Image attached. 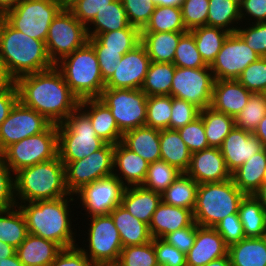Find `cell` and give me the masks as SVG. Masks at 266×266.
<instances>
[{"label":"cell","instance_id":"30","mask_svg":"<svg viewBox=\"0 0 266 266\" xmlns=\"http://www.w3.org/2000/svg\"><path fill=\"white\" fill-rule=\"evenodd\" d=\"M95 51L119 52L122 56L141 43V31L129 25L127 28L89 37Z\"/></svg>","mask_w":266,"mask_h":266},{"label":"cell","instance_id":"5","mask_svg":"<svg viewBox=\"0 0 266 266\" xmlns=\"http://www.w3.org/2000/svg\"><path fill=\"white\" fill-rule=\"evenodd\" d=\"M55 67L80 101L99 98L105 89L96 52L89 42L62 58Z\"/></svg>","mask_w":266,"mask_h":266},{"label":"cell","instance_id":"20","mask_svg":"<svg viewBox=\"0 0 266 266\" xmlns=\"http://www.w3.org/2000/svg\"><path fill=\"white\" fill-rule=\"evenodd\" d=\"M263 149V144L257 136L250 131L236 127L226 136L220 147L231 174Z\"/></svg>","mask_w":266,"mask_h":266},{"label":"cell","instance_id":"43","mask_svg":"<svg viewBox=\"0 0 266 266\" xmlns=\"http://www.w3.org/2000/svg\"><path fill=\"white\" fill-rule=\"evenodd\" d=\"M141 32H188L181 7L155 6L149 22Z\"/></svg>","mask_w":266,"mask_h":266},{"label":"cell","instance_id":"2","mask_svg":"<svg viewBox=\"0 0 266 266\" xmlns=\"http://www.w3.org/2000/svg\"><path fill=\"white\" fill-rule=\"evenodd\" d=\"M74 197L73 194H70L54 200L17 203L25 217L28 232L54 241L62 248L78 245L76 243V233L73 231L74 224L71 221L74 214H71L72 211L69 204L75 200Z\"/></svg>","mask_w":266,"mask_h":266},{"label":"cell","instance_id":"48","mask_svg":"<svg viewBox=\"0 0 266 266\" xmlns=\"http://www.w3.org/2000/svg\"><path fill=\"white\" fill-rule=\"evenodd\" d=\"M157 263L153 239L142 245L123 247L115 266H155Z\"/></svg>","mask_w":266,"mask_h":266},{"label":"cell","instance_id":"3","mask_svg":"<svg viewBox=\"0 0 266 266\" xmlns=\"http://www.w3.org/2000/svg\"><path fill=\"white\" fill-rule=\"evenodd\" d=\"M0 59L15 80L55 66L48 56L45 41L18 31L2 16H0Z\"/></svg>","mask_w":266,"mask_h":266},{"label":"cell","instance_id":"73","mask_svg":"<svg viewBox=\"0 0 266 266\" xmlns=\"http://www.w3.org/2000/svg\"><path fill=\"white\" fill-rule=\"evenodd\" d=\"M232 1H234V2L237 3L238 5H241L242 2H243V0H232Z\"/></svg>","mask_w":266,"mask_h":266},{"label":"cell","instance_id":"29","mask_svg":"<svg viewBox=\"0 0 266 266\" xmlns=\"http://www.w3.org/2000/svg\"><path fill=\"white\" fill-rule=\"evenodd\" d=\"M121 142L149 163L161 160L160 130L147 126L123 133Z\"/></svg>","mask_w":266,"mask_h":266},{"label":"cell","instance_id":"64","mask_svg":"<svg viewBox=\"0 0 266 266\" xmlns=\"http://www.w3.org/2000/svg\"><path fill=\"white\" fill-rule=\"evenodd\" d=\"M16 80L9 73L5 63L0 59V92L11 89Z\"/></svg>","mask_w":266,"mask_h":266},{"label":"cell","instance_id":"61","mask_svg":"<svg viewBox=\"0 0 266 266\" xmlns=\"http://www.w3.org/2000/svg\"><path fill=\"white\" fill-rule=\"evenodd\" d=\"M240 15L241 22L247 19L249 23L252 19L254 20L252 23L266 22V0H243L240 5Z\"/></svg>","mask_w":266,"mask_h":266},{"label":"cell","instance_id":"62","mask_svg":"<svg viewBox=\"0 0 266 266\" xmlns=\"http://www.w3.org/2000/svg\"><path fill=\"white\" fill-rule=\"evenodd\" d=\"M100 72L104 82L106 83L113 75L114 71L116 70L115 67L119 62L122 55L119 52H112V51H95Z\"/></svg>","mask_w":266,"mask_h":266},{"label":"cell","instance_id":"13","mask_svg":"<svg viewBox=\"0 0 266 266\" xmlns=\"http://www.w3.org/2000/svg\"><path fill=\"white\" fill-rule=\"evenodd\" d=\"M114 145L106 143L88 157L65 165L66 187L70 194H75L83 186L96 180L113 175Z\"/></svg>","mask_w":266,"mask_h":266},{"label":"cell","instance_id":"22","mask_svg":"<svg viewBox=\"0 0 266 266\" xmlns=\"http://www.w3.org/2000/svg\"><path fill=\"white\" fill-rule=\"evenodd\" d=\"M148 167L149 162L128 149L122 142L114 145L113 175L125 187L141 186L146 178Z\"/></svg>","mask_w":266,"mask_h":266},{"label":"cell","instance_id":"75","mask_svg":"<svg viewBox=\"0 0 266 266\" xmlns=\"http://www.w3.org/2000/svg\"><path fill=\"white\" fill-rule=\"evenodd\" d=\"M93 266H113V265H93Z\"/></svg>","mask_w":266,"mask_h":266},{"label":"cell","instance_id":"31","mask_svg":"<svg viewBox=\"0 0 266 266\" xmlns=\"http://www.w3.org/2000/svg\"><path fill=\"white\" fill-rule=\"evenodd\" d=\"M186 32H141V44L153 62L173 63L180 38Z\"/></svg>","mask_w":266,"mask_h":266},{"label":"cell","instance_id":"8","mask_svg":"<svg viewBox=\"0 0 266 266\" xmlns=\"http://www.w3.org/2000/svg\"><path fill=\"white\" fill-rule=\"evenodd\" d=\"M62 9L57 0H19L2 17L27 36L46 41L50 24Z\"/></svg>","mask_w":266,"mask_h":266},{"label":"cell","instance_id":"12","mask_svg":"<svg viewBox=\"0 0 266 266\" xmlns=\"http://www.w3.org/2000/svg\"><path fill=\"white\" fill-rule=\"evenodd\" d=\"M147 97L141 89L105 88L99 99L109 107L119 130L124 133L145 126Z\"/></svg>","mask_w":266,"mask_h":266},{"label":"cell","instance_id":"15","mask_svg":"<svg viewBox=\"0 0 266 266\" xmlns=\"http://www.w3.org/2000/svg\"><path fill=\"white\" fill-rule=\"evenodd\" d=\"M125 186L114 175L101 178L93 183L83 186L74 195L78 204L85 210L84 216L109 214L115 207L121 204Z\"/></svg>","mask_w":266,"mask_h":266},{"label":"cell","instance_id":"55","mask_svg":"<svg viewBox=\"0 0 266 266\" xmlns=\"http://www.w3.org/2000/svg\"><path fill=\"white\" fill-rule=\"evenodd\" d=\"M5 162L0 153V210L17 207L15 200L14 173Z\"/></svg>","mask_w":266,"mask_h":266},{"label":"cell","instance_id":"45","mask_svg":"<svg viewBox=\"0 0 266 266\" xmlns=\"http://www.w3.org/2000/svg\"><path fill=\"white\" fill-rule=\"evenodd\" d=\"M172 96H148L145 126L158 130L170 129Z\"/></svg>","mask_w":266,"mask_h":266},{"label":"cell","instance_id":"23","mask_svg":"<svg viewBox=\"0 0 266 266\" xmlns=\"http://www.w3.org/2000/svg\"><path fill=\"white\" fill-rule=\"evenodd\" d=\"M251 94L238 80H215L210 107L235 118Z\"/></svg>","mask_w":266,"mask_h":266},{"label":"cell","instance_id":"49","mask_svg":"<svg viewBox=\"0 0 266 266\" xmlns=\"http://www.w3.org/2000/svg\"><path fill=\"white\" fill-rule=\"evenodd\" d=\"M237 80L252 93L266 94V57L248 65Z\"/></svg>","mask_w":266,"mask_h":266},{"label":"cell","instance_id":"37","mask_svg":"<svg viewBox=\"0 0 266 266\" xmlns=\"http://www.w3.org/2000/svg\"><path fill=\"white\" fill-rule=\"evenodd\" d=\"M195 39L196 47L207 66H211L230 34L219 27L200 26L189 31Z\"/></svg>","mask_w":266,"mask_h":266},{"label":"cell","instance_id":"60","mask_svg":"<svg viewBox=\"0 0 266 266\" xmlns=\"http://www.w3.org/2000/svg\"><path fill=\"white\" fill-rule=\"evenodd\" d=\"M94 264L81 249L74 247L63 248L49 266H93Z\"/></svg>","mask_w":266,"mask_h":266},{"label":"cell","instance_id":"67","mask_svg":"<svg viewBox=\"0 0 266 266\" xmlns=\"http://www.w3.org/2000/svg\"><path fill=\"white\" fill-rule=\"evenodd\" d=\"M253 196L260 202L266 210V182H263L261 187L253 194Z\"/></svg>","mask_w":266,"mask_h":266},{"label":"cell","instance_id":"26","mask_svg":"<svg viewBox=\"0 0 266 266\" xmlns=\"http://www.w3.org/2000/svg\"><path fill=\"white\" fill-rule=\"evenodd\" d=\"M63 248L54 241L28 234L16 249L23 266H49Z\"/></svg>","mask_w":266,"mask_h":266},{"label":"cell","instance_id":"74","mask_svg":"<svg viewBox=\"0 0 266 266\" xmlns=\"http://www.w3.org/2000/svg\"><path fill=\"white\" fill-rule=\"evenodd\" d=\"M264 182H266V168H265V174H264Z\"/></svg>","mask_w":266,"mask_h":266},{"label":"cell","instance_id":"19","mask_svg":"<svg viewBox=\"0 0 266 266\" xmlns=\"http://www.w3.org/2000/svg\"><path fill=\"white\" fill-rule=\"evenodd\" d=\"M185 173L198 184L221 182L232 178L220 148L216 147L192 153Z\"/></svg>","mask_w":266,"mask_h":266},{"label":"cell","instance_id":"16","mask_svg":"<svg viewBox=\"0 0 266 266\" xmlns=\"http://www.w3.org/2000/svg\"><path fill=\"white\" fill-rule=\"evenodd\" d=\"M259 58L236 32L230 33L210 69L215 80H237L243 70Z\"/></svg>","mask_w":266,"mask_h":266},{"label":"cell","instance_id":"18","mask_svg":"<svg viewBox=\"0 0 266 266\" xmlns=\"http://www.w3.org/2000/svg\"><path fill=\"white\" fill-rule=\"evenodd\" d=\"M150 63L151 59L140 43L120 58L112 77L105 83V88L141 89Z\"/></svg>","mask_w":266,"mask_h":266},{"label":"cell","instance_id":"53","mask_svg":"<svg viewBox=\"0 0 266 266\" xmlns=\"http://www.w3.org/2000/svg\"><path fill=\"white\" fill-rule=\"evenodd\" d=\"M247 25L238 27L236 33L260 57H266V22Z\"/></svg>","mask_w":266,"mask_h":266},{"label":"cell","instance_id":"51","mask_svg":"<svg viewBox=\"0 0 266 266\" xmlns=\"http://www.w3.org/2000/svg\"><path fill=\"white\" fill-rule=\"evenodd\" d=\"M209 0H184L181 5L182 18L188 31L206 26Z\"/></svg>","mask_w":266,"mask_h":266},{"label":"cell","instance_id":"7","mask_svg":"<svg viewBox=\"0 0 266 266\" xmlns=\"http://www.w3.org/2000/svg\"><path fill=\"white\" fill-rule=\"evenodd\" d=\"M58 156L62 162L88 157L106 142L99 138L90 118L78 107L63 123L57 124Z\"/></svg>","mask_w":266,"mask_h":266},{"label":"cell","instance_id":"25","mask_svg":"<svg viewBox=\"0 0 266 266\" xmlns=\"http://www.w3.org/2000/svg\"><path fill=\"white\" fill-rule=\"evenodd\" d=\"M193 223V210L168 205L161 201L153 213L149 231L152 238L163 239L167 234L191 226Z\"/></svg>","mask_w":266,"mask_h":266},{"label":"cell","instance_id":"69","mask_svg":"<svg viewBox=\"0 0 266 266\" xmlns=\"http://www.w3.org/2000/svg\"><path fill=\"white\" fill-rule=\"evenodd\" d=\"M0 266H23V264L19 261L17 254L12 257L1 258Z\"/></svg>","mask_w":266,"mask_h":266},{"label":"cell","instance_id":"28","mask_svg":"<svg viewBox=\"0 0 266 266\" xmlns=\"http://www.w3.org/2000/svg\"><path fill=\"white\" fill-rule=\"evenodd\" d=\"M116 229L120 233L123 247L142 245L152 241L149 225L132 216L121 204L110 213Z\"/></svg>","mask_w":266,"mask_h":266},{"label":"cell","instance_id":"33","mask_svg":"<svg viewBox=\"0 0 266 266\" xmlns=\"http://www.w3.org/2000/svg\"><path fill=\"white\" fill-rule=\"evenodd\" d=\"M231 266H266V236L244 238L228 247Z\"/></svg>","mask_w":266,"mask_h":266},{"label":"cell","instance_id":"66","mask_svg":"<svg viewBox=\"0 0 266 266\" xmlns=\"http://www.w3.org/2000/svg\"><path fill=\"white\" fill-rule=\"evenodd\" d=\"M16 254V248L13 246L6 244L2 241H0V259L1 258H7L12 257Z\"/></svg>","mask_w":266,"mask_h":266},{"label":"cell","instance_id":"65","mask_svg":"<svg viewBox=\"0 0 266 266\" xmlns=\"http://www.w3.org/2000/svg\"><path fill=\"white\" fill-rule=\"evenodd\" d=\"M253 134L260 139L263 147L266 149V115L260 120L258 127L253 131Z\"/></svg>","mask_w":266,"mask_h":266},{"label":"cell","instance_id":"36","mask_svg":"<svg viewBox=\"0 0 266 266\" xmlns=\"http://www.w3.org/2000/svg\"><path fill=\"white\" fill-rule=\"evenodd\" d=\"M245 238L266 236V210L253 195H245L239 205Z\"/></svg>","mask_w":266,"mask_h":266},{"label":"cell","instance_id":"46","mask_svg":"<svg viewBox=\"0 0 266 266\" xmlns=\"http://www.w3.org/2000/svg\"><path fill=\"white\" fill-rule=\"evenodd\" d=\"M266 115V94L252 93L246 106L235 117V127L253 133Z\"/></svg>","mask_w":266,"mask_h":266},{"label":"cell","instance_id":"24","mask_svg":"<svg viewBox=\"0 0 266 266\" xmlns=\"http://www.w3.org/2000/svg\"><path fill=\"white\" fill-rule=\"evenodd\" d=\"M79 108L90 118L99 138L113 145L121 142L123 133L119 130L111 110L103 101L99 98L81 100Z\"/></svg>","mask_w":266,"mask_h":266},{"label":"cell","instance_id":"11","mask_svg":"<svg viewBox=\"0 0 266 266\" xmlns=\"http://www.w3.org/2000/svg\"><path fill=\"white\" fill-rule=\"evenodd\" d=\"M87 27L68 9H62L50 24L45 41L48 56L55 65L88 42Z\"/></svg>","mask_w":266,"mask_h":266},{"label":"cell","instance_id":"39","mask_svg":"<svg viewBox=\"0 0 266 266\" xmlns=\"http://www.w3.org/2000/svg\"><path fill=\"white\" fill-rule=\"evenodd\" d=\"M199 184L186 173L178 178L161 194L162 201L168 205L194 210Z\"/></svg>","mask_w":266,"mask_h":266},{"label":"cell","instance_id":"17","mask_svg":"<svg viewBox=\"0 0 266 266\" xmlns=\"http://www.w3.org/2000/svg\"><path fill=\"white\" fill-rule=\"evenodd\" d=\"M52 123L18 101L0 125V153L8 146L45 131Z\"/></svg>","mask_w":266,"mask_h":266},{"label":"cell","instance_id":"1","mask_svg":"<svg viewBox=\"0 0 266 266\" xmlns=\"http://www.w3.org/2000/svg\"><path fill=\"white\" fill-rule=\"evenodd\" d=\"M16 87L19 101L43 115L52 124L63 123L80 104L55 66L19 77Z\"/></svg>","mask_w":266,"mask_h":266},{"label":"cell","instance_id":"71","mask_svg":"<svg viewBox=\"0 0 266 266\" xmlns=\"http://www.w3.org/2000/svg\"><path fill=\"white\" fill-rule=\"evenodd\" d=\"M206 266H231L229 255L217 258L209 262Z\"/></svg>","mask_w":266,"mask_h":266},{"label":"cell","instance_id":"50","mask_svg":"<svg viewBox=\"0 0 266 266\" xmlns=\"http://www.w3.org/2000/svg\"><path fill=\"white\" fill-rule=\"evenodd\" d=\"M131 26L142 31L149 22L155 9L150 0H121Z\"/></svg>","mask_w":266,"mask_h":266},{"label":"cell","instance_id":"6","mask_svg":"<svg viewBox=\"0 0 266 266\" xmlns=\"http://www.w3.org/2000/svg\"><path fill=\"white\" fill-rule=\"evenodd\" d=\"M244 196L232 178L199 184L193 210L194 222L202 227H214L228 215L238 213Z\"/></svg>","mask_w":266,"mask_h":266},{"label":"cell","instance_id":"42","mask_svg":"<svg viewBox=\"0 0 266 266\" xmlns=\"http://www.w3.org/2000/svg\"><path fill=\"white\" fill-rule=\"evenodd\" d=\"M175 68L173 63L151 61L141 90L147 96L170 95Z\"/></svg>","mask_w":266,"mask_h":266},{"label":"cell","instance_id":"44","mask_svg":"<svg viewBox=\"0 0 266 266\" xmlns=\"http://www.w3.org/2000/svg\"><path fill=\"white\" fill-rule=\"evenodd\" d=\"M181 173V171L164 160H158L149 163L147 175L142 186L162 194Z\"/></svg>","mask_w":266,"mask_h":266},{"label":"cell","instance_id":"70","mask_svg":"<svg viewBox=\"0 0 266 266\" xmlns=\"http://www.w3.org/2000/svg\"><path fill=\"white\" fill-rule=\"evenodd\" d=\"M153 2L156 6H176L181 7L182 2L184 0H150Z\"/></svg>","mask_w":266,"mask_h":266},{"label":"cell","instance_id":"38","mask_svg":"<svg viewBox=\"0 0 266 266\" xmlns=\"http://www.w3.org/2000/svg\"><path fill=\"white\" fill-rule=\"evenodd\" d=\"M204 130L209 147L220 148L226 136L235 127V118L212 107L201 109Z\"/></svg>","mask_w":266,"mask_h":266},{"label":"cell","instance_id":"58","mask_svg":"<svg viewBox=\"0 0 266 266\" xmlns=\"http://www.w3.org/2000/svg\"><path fill=\"white\" fill-rule=\"evenodd\" d=\"M114 0H77L68 10L86 27L92 22L97 12Z\"/></svg>","mask_w":266,"mask_h":266},{"label":"cell","instance_id":"4","mask_svg":"<svg viewBox=\"0 0 266 266\" xmlns=\"http://www.w3.org/2000/svg\"><path fill=\"white\" fill-rule=\"evenodd\" d=\"M14 184L16 203L54 200L70 195L66 187L65 165L59 156L20 169L14 174Z\"/></svg>","mask_w":266,"mask_h":266},{"label":"cell","instance_id":"68","mask_svg":"<svg viewBox=\"0 0 266 266\" xmlns=\"http://www.w3.org/2000/svg\"><path fill=\"white\" fill-rule=\"evenodd\" d=\"M19 0H0V16L13 9Z\"/></svg>","mask_w":266,"mask_h":266},{"label":"cell","instance_id":"34","mask_svg":"<svg viewBox=\"0 0 266 266\" xmlns=\"http://www.w3.org/2000/svg\"><path fill=\"white\" fill-rule=\"evenodd\" d=\"M160 154L161 160L174 166L182 173L187 171L191 153L182 140L178 130H160Z\"/></svg>","mask_w":266,"mask_h":266},{"label":"cell","instance_id":"14","mask_svg":"<svg viewBox=\"0 0 266 266\" xmlns=\"http://www.w3.org/2000/svg\"><path fill=\"white\" fill-rule=\"evenodd\" d=\"M214 81L210 67H176L170 96L183 99L204 109L211 105Z\"/></svg>","mask_w":266,"mask_h":266},{"label":"cell","instance_id":"21","mask_svg":"<svg viewBox=\"0 0 266 266\" xmlns=\"http://www.w3.org/2000/svg\"><path fill=\"white\" fill-rule=\"evenodd\" d=\"M228 255V246L213 227L197 224L193 247L186 254V266H206L209 262Z\"/></svg>","mask_w":266,"mask_h":266},{"label":"cell","instance_id":"57","mask_svg":"<svg viewBox=\"0 0 266 266\" xmlns=\"http://www.w3.org/2000/svg\"><path fill=\"white\" fill-rule=\"evenodd\" d=\"M158 264L164 266H186V255L162 238H153Z\"/></svg>","mask_w":266,"mask_h":266},{"label":"cell","instance_id":"40","mask_svg":"<svg viewBox=\"0 0 266 266\" xmlns=\"http://www.w3.org/2000/svg\"><path fill=\"white\" fill-rule=\"evenodd\" d=\"M28 234L25 217L18 206L0 210V241L17 249Z\"/></svg>","mask_w":266,"mask_h":266},{"label":"cell","instance_id":"10","mask_svg":"<svg viewBox=\"0 0 266 266\" xmlns=\"http://www.w3.org/2000/svg\"><path fill=\"white\" fill-rule=\"evenodd\" d=\"M88 230V244L81 251L94 265L115 266L120 258L123 245L120 240V233L116 229L113 218L110 214L91 216ZM87 246V249H85ZM89 249V250H88Z\"/></svg>","mask_w":266,"mask_h":266},{"label":"cell","instance_id":"54","mask_svg":"<svg viewBox=\"0 0 266 266\" xmlns=\"http://www.w3.org/2000/svg\"><path fill=\"white\" fill-rule=\"evenodd\" d=\"M201 109L183 99L172 97L170 129L178 130L200 116Z\"/></svg>","mask_w":266,"mask_h":266},{"label":"cell","instance_id":"9","mask_svg":"<svg viewBox=\"0 0 266 266\" xmlns=\"http://www.w3.org/2000/svg\"><path fill=\"white\" fill-rule=\"evenodd\" d=\"M2 154L14 174L22 168L56 158L58 156L57 124H51L40 134L11 144Z\"/></svg>","mask_w":266,"mask_h":266},{"label":"cell","instance_id":"59","mask_svg":"<svg viewBox=\"0 0 266 266\" xmlns=\"http://www.w3.org/2000/svg\"><path fill=\"white\" fill-rule=\"evenodd\" d=\"M196 233L197 224L194 222L191 226L167 234L163 240L186 255L194 245Z\"/></svg>","mask_w":266,"mask_h":266},{"label":"cell","instance_id":"47","mask_svg":"<svg viewBox=\"0 0 266 266\" xmlns=\"http://www.w3.org/2000/svg\"><path fill=\"white\" fill-rule=\"evenodd\" d=\"M173 64L183 68H203L207 66L196 47L194 36L188 31L181 38L175 50Z\"/></svg>","mask_w":266,"mask_h":266},{"label":"cell","instance_id":"27","mask_svg":"<svg viewBox=\"0 0 266 266\" xmlns=\"http://www.w3.org/2000/svg\"><path fill=\"white\" fill-rule=\"evenodd\" d=\"M162 201L160 193L141 186L126 187L121 205L138 220L150 224L153 213Z\"/></svg>","mask_w":266,"mask_h":266},{"label":"cell","instance_id":"41","mask_svg":"<svg viewBox=\"0 0 266 266\" xmlns=\"http://www.w3.org/2000/svg\"><path fill=\"white\" fill-rule=\"evenodd\" d=\"M240 21V5L232 0H209L206 26L219 27L235 33Z\"/></svg>","mask_w":266,"mask_h":266},{"label":"cell","instance_id":"63","mask_svg":"<svg viewBox=\"0 0 266 266\" xmlns=\"http://www.w3.org/2000/svg\"><path fill=\"white\" fill-rule=\"evenodd\" d=\"M18 101L19 96L16 84L11 89L0 92V125Z\"/></svg>","mask_w":266,"mask_h":266},{"label":"cell","instance_id":"72","mask_svg":"<svg viewBox=\"0 0 266 266\" xmlns=\"http://www.w3.org/2000/svg\"><path fill=\"white\" fill-rule=\"evenodd\" d=\"M63 9H68L77 0H57Z\"/></svg>","mask_w":266,"mask_h":266},{"label":"cell","instance_id":"32","mask_svg":"<svg viewBox=\"0 0 266 266\" xmlns=\"http://www.w3.org/2000/svg\"><path fill=\"white\" fill-rule=\"evenodd\" d=\"M266 168V149L254 154L232 173V179L245 195H253L263 184Z\"/></svg>","mask_w":266,"mask_h":266},{"label":"cell","instance_id":"56","mask_svg":"<svg viewBox=\"0 0 266 266\" xmlns=\"http://www.w3.org/2000/svg\"><path fill=\"white\" fill-rule=\"evenodd\" d=\"M229 247L245 238L239 213L230 214L213 227Z\"/></svg>","mask_w":266,"mask_h":266},{"label":"cell","instance_id":"35","mask_svg":"<svg viewBox=\"0 0 266 266\" xmlns=\"http://www.w3.org/2000/svg\"><path fill=\"white\" fill-rule=\"evenodd\" d=\"M129 25L122 1L114 0L97 12L92 22L87 26V33L88 37H96L102 33L127 28Z\"/></svg>","mask_w":266,"mask_h":266},{"label":"cell","instance_id":"52","mask_svg":"<svg viewBox=\"0 0 266 266\" xmlns=\"http://www.w3.org/2000/svg\"><path fill=\"white\" fill-rule=\"evenodd\" d=\"M178 132L191 154L209 147L201 116L179 128Z\"/></svg>","mask_w":266,"mask_h":266}]
</instances>
